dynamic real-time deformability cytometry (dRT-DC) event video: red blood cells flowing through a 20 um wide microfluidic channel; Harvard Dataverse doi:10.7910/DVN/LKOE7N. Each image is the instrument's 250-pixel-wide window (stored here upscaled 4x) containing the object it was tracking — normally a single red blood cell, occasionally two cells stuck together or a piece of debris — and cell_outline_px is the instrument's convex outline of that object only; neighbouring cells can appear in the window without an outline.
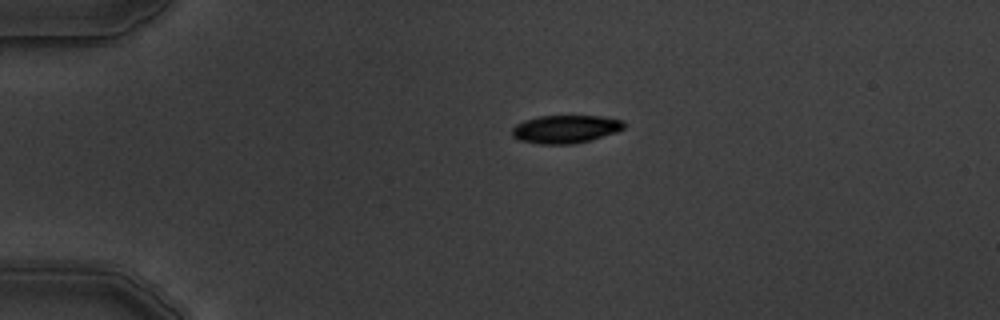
{"species": "common noctule bat (a hibernating species)", "species_latin": "Nyctalus noctula", "temperature_condition": "warm", "stored_images_in_passage": 2, "camera_frame_rate_fps": 3000, "um_per_image_px": 0.085, "animal": {"sex": "male", "body_mass_g": 19.5, "forearm_length_mm": 54.6}, "frame": {"image": 1, "passage_image": 1, "time_ms": 0.0, "image_size_px": [1000, 320], "cell_outline_px": [[624, 128], [616, 132], [592, 140], [572, 144], [540, 144], [520, 140], [512, 136], [512, 128], [516, 124], [524, 120], [540, 116], [600, 116], [624, 120]], "centroid_in_image_um": [48.07, 10.97], "position_along_channel_um": 36.9, "area_um2": 18.32}}